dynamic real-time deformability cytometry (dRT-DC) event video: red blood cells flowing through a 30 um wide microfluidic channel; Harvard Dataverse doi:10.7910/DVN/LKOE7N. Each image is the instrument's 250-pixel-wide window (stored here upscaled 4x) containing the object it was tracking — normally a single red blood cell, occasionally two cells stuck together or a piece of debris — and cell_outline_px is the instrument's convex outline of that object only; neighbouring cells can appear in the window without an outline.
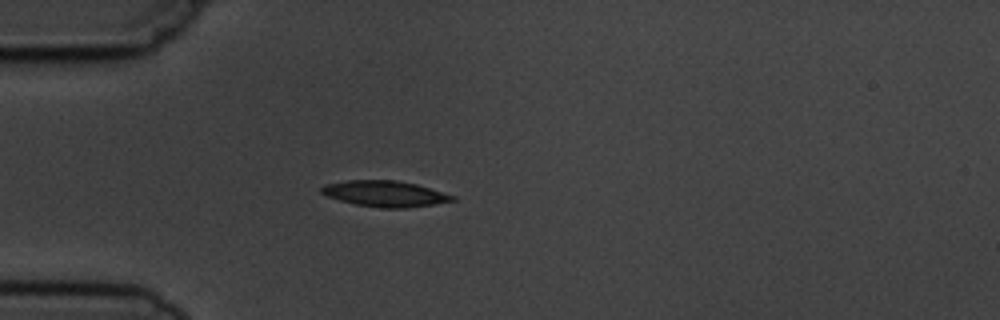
{"species": "common noctule bat (a hibernating species)", "species_latin": "Nyctalus noctula", "temperature_condition": "cold", "stored_images_in_passage": 3, "camera_frame_rate_fps": 3000, "um_per_image_px": 0.085, "animal": {"sex": "male", "body_mass_g": 19.5, "forearm_length_mm": 54.6}, "frame": {"image": 1, "passage_image": 3, "time_ms": 3.0, "image_size_px": [1000, 320], "cell_outline_px": [[456, 200], [408, 208], [380, 208], [356, 204], [340, 200], [328, 196], [320, 192], [320, 188], [324, 184], [348, 180], [396, 180], [416, 184], [456, 196]], "centroid_in_image_um": [32.71, 16.46], "position_along_channel_um": 52.3, "area_um2": 19.71}}